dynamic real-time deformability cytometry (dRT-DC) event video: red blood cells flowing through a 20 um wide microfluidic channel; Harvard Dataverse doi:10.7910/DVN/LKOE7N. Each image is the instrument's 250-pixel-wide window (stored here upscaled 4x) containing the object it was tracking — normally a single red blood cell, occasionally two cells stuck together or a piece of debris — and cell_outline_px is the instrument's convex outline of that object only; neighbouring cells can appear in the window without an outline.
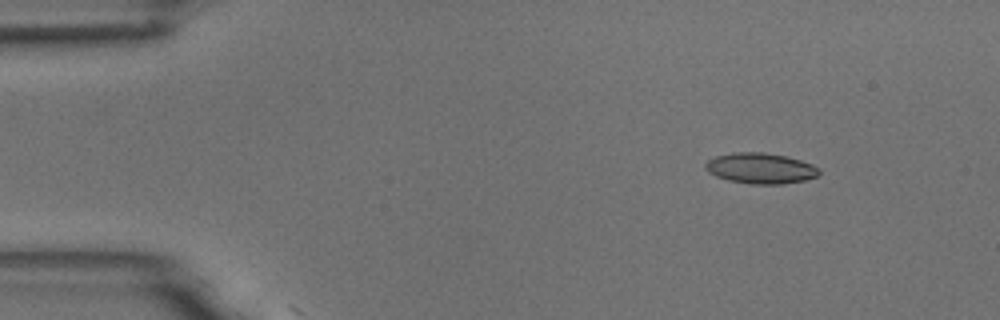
{"species": "common noctule bat (a hibernating species)", "species_latin": "Nyctalus noctula", "temperature_condition": "room temperature", "stored_images_in_passage": 4, "camera_frame_rate_fps": 3000, "um_per_image_px": 0.085, "animal": {"sex": "male", "body_mass_g": 18.8}, "frame": {"image": 1, "passage_image": 2, "time_ms": 0.333, "image_size_px": [1000, 320], "cell_outline_px": [[820, 172], [816, 176], [804, 180], [780, 184], [752, 184], [728, 180], [716, 176], [708, 172], [704, 168], [704, 164], [708, 160], [716, 156], [732, 152], [764, 152], [784, 156], [800, 160], [812, 164], [820, 168]], "centroid_in_image_um": [64.62, 14.3], "position_along_channel_um": 20.4, "area_um2": 20.29}}